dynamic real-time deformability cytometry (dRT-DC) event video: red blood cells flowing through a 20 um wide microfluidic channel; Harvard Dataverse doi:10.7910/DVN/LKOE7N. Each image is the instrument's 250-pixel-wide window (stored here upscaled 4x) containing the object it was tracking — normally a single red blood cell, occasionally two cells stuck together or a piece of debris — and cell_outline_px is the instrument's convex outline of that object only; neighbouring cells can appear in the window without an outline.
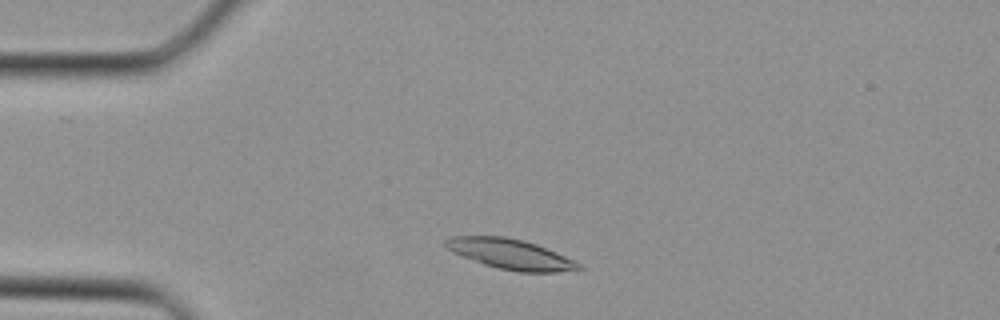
{"species": "Egyptian fruit bat (a non-hibernating species)", "species_latin": "Rousettus aegyptiacus", "temperature_condition": "cold", "stored_images_in_passage": 26, "camera_frame_rate_fps": 3000, "um_per_image_px": 0.085, "animal": {"sex": "female"}, "frame": {"image": 1, "passage_image": 4, "time_ms": 1.0, "image_size_px": [1000, 320], "cell_outline_px": [[584, 268], [580, 272], [520, 272], [496, 268], [484, 264], [452, 252], [444, 244], [444, 240], [452, 236], [504, 236], [524, 240], [536, 244], [556, 252], [580, 264]], "centroid_in_image_um": [43.44, 21.61], "position_along_channel_um": 41.6, "area_um2": 23.52}}
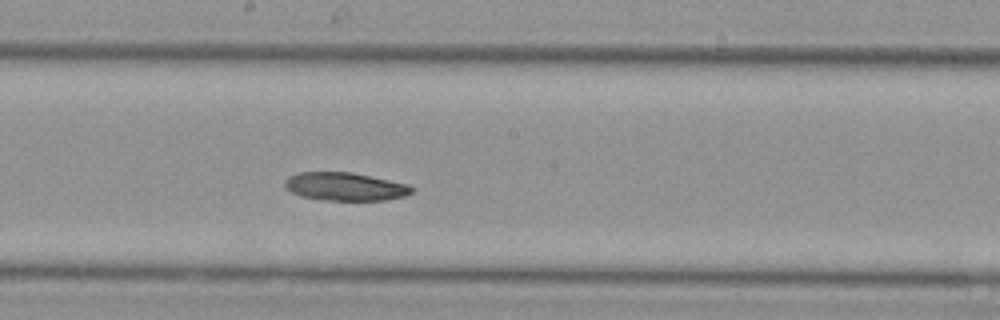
{"frame": {"image": 2, "passage_image": 16, "time_ms": 5.0, "image_size_px": [1000, 320], "cell_outline_px": [[416, 188], [412, 192], [404, 196], [384, 200], [324, 200], [300, 196], [284, 188], [284, 180], [288, 176], [300, 172], [352, 172], [408, 184]], "centroid_in_image_um": [29.31, 15.85], "position_along_channel_um": 218.9, "area_um2": 20.92}}
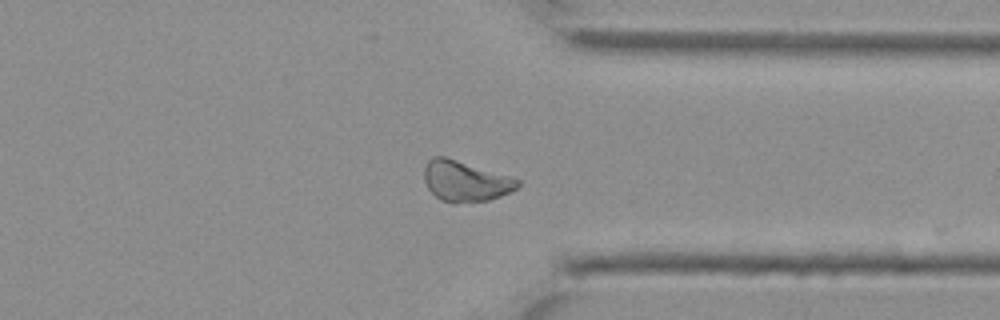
{"frame": {"image": 3, "passage_image": 25, "time_ms": 8.0, "image_size_px": [1000, 320], "cell_outline_px": [[520, 184], [516, 188], [500, 196], [488, 200], [452, 204], [440, 200], [428, 188], [424, 180], [424, 168], [428, 160], [432, 156], [444, 156], [508, 176], [520, 180]], "centroid_in_image_um": [39.5, 15.41], "position_along_channel_um": 371.9, "area_um2": 21.91}}